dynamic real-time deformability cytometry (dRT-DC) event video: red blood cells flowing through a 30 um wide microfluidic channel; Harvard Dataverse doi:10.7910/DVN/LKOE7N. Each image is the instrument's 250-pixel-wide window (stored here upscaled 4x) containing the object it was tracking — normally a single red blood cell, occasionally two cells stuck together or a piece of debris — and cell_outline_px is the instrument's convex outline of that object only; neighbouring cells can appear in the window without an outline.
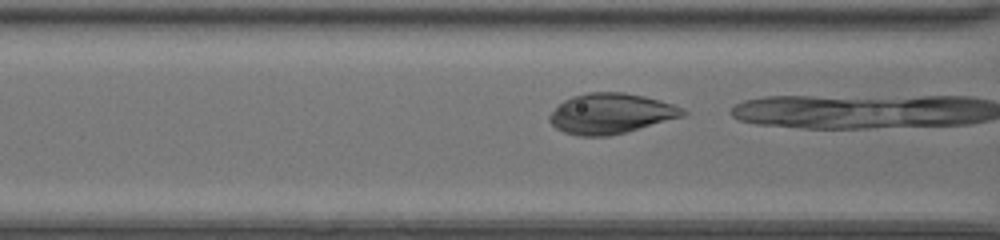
{"species": "common noctule bat (a hibernating species)", "species_latin": "Nyctalus noctula", "temperature_condition": "room temperature", "stored_images_in_passage": 18, "camera_frame_rate_fps": 3000, "um_per_image_px": 0.085, "animal": {"sex": "female", "body_mass_g": 20.0, "forearm_length_mm": 54.0}, "frame": {"image": 1, "passage_image": 17, "time_ms": 5.333, "image_size_px": [1000, 240], "cell_outline_px": [[688, 112], [684, 116], [624, 132], [608, 136], [580, 136], [564, 132], [556, 128], [548, 120], [548, 116], [564, 100], [572, 96], [588, 92], [624, 92], [644, 96], [660, 100], [672, 104]], "centroid_in_image_um": [51.9, 9.64], "position_along_channel_um": 114.7, "area_um2": 31.04}}